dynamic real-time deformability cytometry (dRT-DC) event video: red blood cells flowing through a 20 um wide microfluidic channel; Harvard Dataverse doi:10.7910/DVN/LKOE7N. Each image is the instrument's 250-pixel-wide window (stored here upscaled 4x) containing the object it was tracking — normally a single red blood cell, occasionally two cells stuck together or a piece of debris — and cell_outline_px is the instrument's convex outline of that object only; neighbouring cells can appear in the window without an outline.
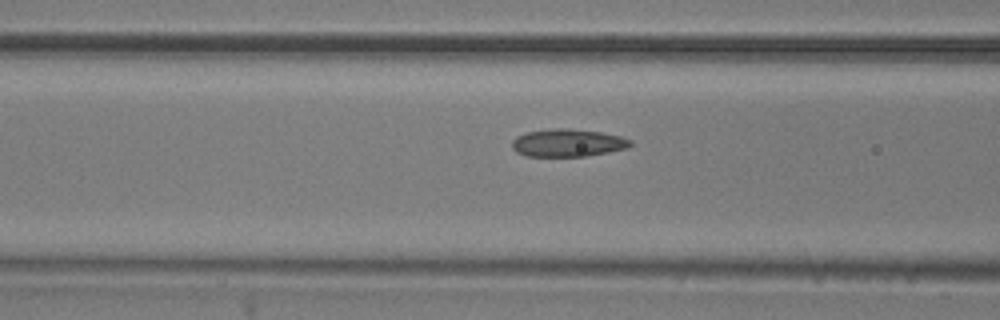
{"species": "common noctule bat (a hibernating species)", "species_latin": "Nyctalus noctula", "temperature_condition": "room temperature", "stored_images_in_passage": 16, "camera_frame_rate_fps": 3000, "um_per_image_px": 0.085, "animal": {"sex": "male", "body_mass_g": 20.5, "forearm_length_mm": 52.5}, "frame": {"image": 1, "passage_image": 14, "time_ms": 4.333, "image_size_px": [1000, 320], "cell_outline_px": [[632, 144], [628, 148], [608, 152], [584, 156], [524, 156], [516, 152], [512, 148], [512, 140], [516, 136], [524, 132], [552, 128], [568, 128], [600, 132], [620, 136], [632, 140]], "centroid_in_image_um": [48.22, 12.14], "position_along_channel_um": 118.4, "area_um2": 19.25}}